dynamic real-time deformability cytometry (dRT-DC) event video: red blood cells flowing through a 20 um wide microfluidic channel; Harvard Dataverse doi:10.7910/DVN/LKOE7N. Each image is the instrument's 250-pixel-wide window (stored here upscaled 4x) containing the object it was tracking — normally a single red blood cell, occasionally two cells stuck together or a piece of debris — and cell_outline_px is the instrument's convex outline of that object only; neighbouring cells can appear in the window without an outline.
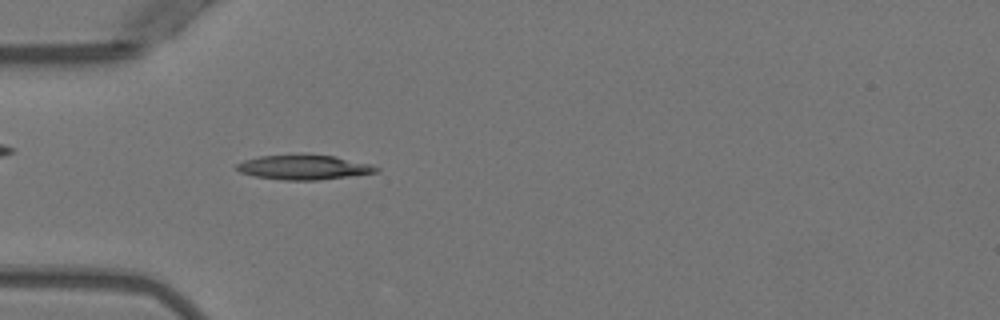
{"species": "Egyptian fruit bat (a non-hibernating species)", "species_latin": "Rousettus aegyptiacus", "temperature_condition": "warm", "stored_images_in_passage": 48, "camera_frame_rate_fps": 3000, "um_per_image_px": 0.085, "animal": {"sex": "female"}, "frame": {"image": 1, "passage_image": 13, "time_ms": 4.0, "image_size_px": [1000, 320], "cell_outline_px": [[380, 172], [316, 180], [284, 180], [256, 176], [240, 172], [236, 168], [236, 164], [244, 160], [260, 156], [332, 156], [372, 164], [380, 168]], "centroid_in_image_um": [25.85, 14.24], "position_along_channel_um": 59.1, "area_um2": 19.42}}
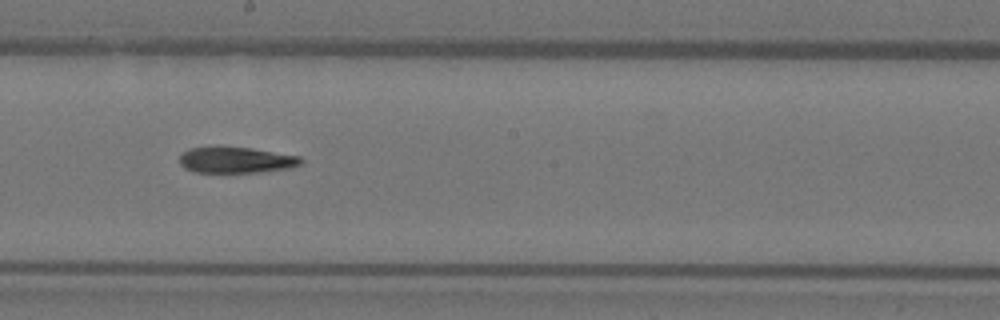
{"frame": {"image": 2, "passage_image": 26, "time_ms": 8.333, "image_size_px": [1000, 320], "cell_outline_px": [[304, 164], [288, 168], [260, 172], [196, 172], [184, 168], [180, 164], [180, 156], [188, 148], [252, 148], [300, 156], [304, 160]], "centroid_in_image_um": [20.12, 13.62], "position_along_channel_um": 228.1, "area_um2": 18.15}}
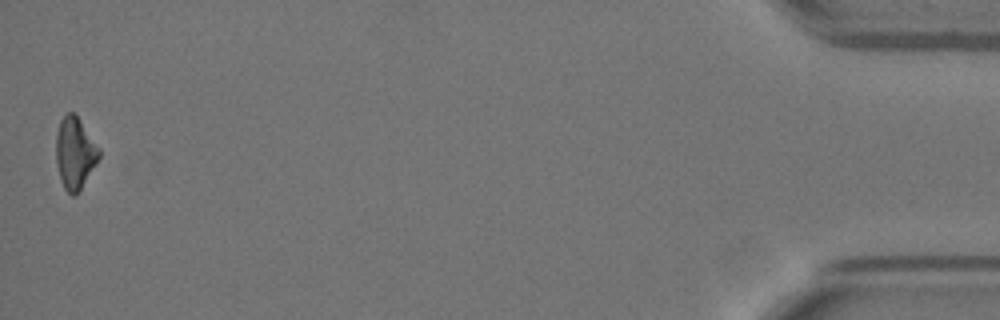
{"frame": {"image": 3, "passage_image": 48, "time_ms": 15.667, "image_size_px": [1000, 320], "cell_outline_px": [[100, 156], [96, 164], [80, 192], [76, 196], [72, 196], [64, 188], [60, 180], [56, 160], [56, 132], [60, 120], [68, 112], [76, 112], [100, 148]], "centroid_in_image_um": [6.38, 13.01], "position_along_channel_um": 428.8, "area_um2": 18.44}}